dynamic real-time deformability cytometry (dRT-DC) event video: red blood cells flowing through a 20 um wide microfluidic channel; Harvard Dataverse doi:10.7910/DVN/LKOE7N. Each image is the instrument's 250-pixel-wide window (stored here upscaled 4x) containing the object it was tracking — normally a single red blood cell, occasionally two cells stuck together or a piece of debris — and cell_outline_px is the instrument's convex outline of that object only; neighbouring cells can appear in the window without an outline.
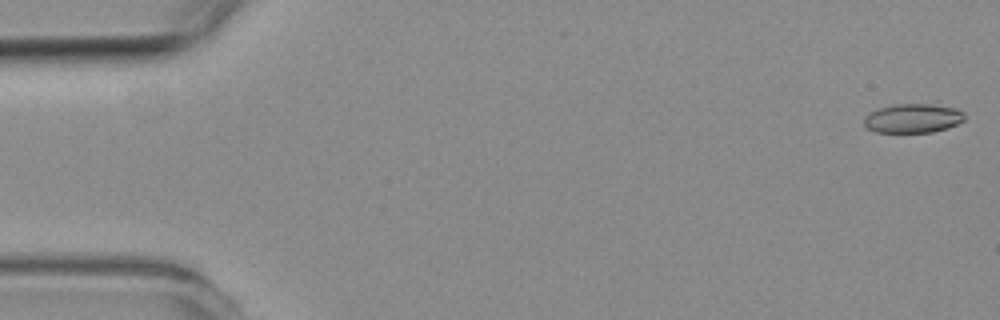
{"species": "common noctule bat (a hibernating species)", "species_latin": "Nyctalus noctula", "temperature_condition": "room temperature", "stored_images_in_passage": 6, "camera_frame_rate_fps": 3000, "um_per_image_px": 0.085, "animal": {"sex": "female", "body_mass_g": 19.3, "forearm_length_mm": 54.1}, "frame": {"image": 1, "passage_image": 1, "time_ms": 0.0, "image_size_px": [1000, 320], "cell_outline_px": [[964, 120], [956, 124], [932, 132], [876, 132], [868, 128], [864, 124], [864, 116], [868, 112], [876, 108], [896, 104], [936, 100], [956, 108], [964, 112]], "centroid_in_image_um": [77.63, 9.97], "position_along_channel_um": 7.4, "area_um2": 17.98}}
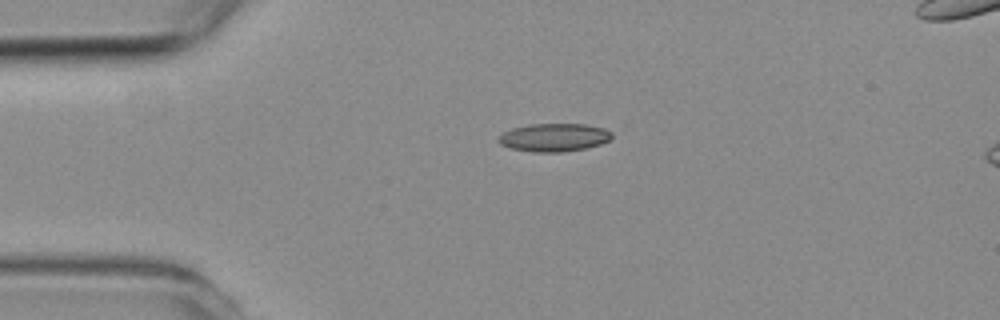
{"frame": {"image": 2, "passage_image": 4, "time_ms": 3.667, "image_size_px": [1000, 320], "cell_outline_px": [[612, 136], [608, 140], [600, 144], [584, 148], [560, 152], [532, 152], [512, 148], [500, 144], [496, 140], [504, 132], [512, 128], [528, 124], [584, 124], [604, 128], [612, 132]], "centroid_in_image_um": [47.07, 11.67], "position_along_channel_um": 37.9, "area_um2": 18.44}}